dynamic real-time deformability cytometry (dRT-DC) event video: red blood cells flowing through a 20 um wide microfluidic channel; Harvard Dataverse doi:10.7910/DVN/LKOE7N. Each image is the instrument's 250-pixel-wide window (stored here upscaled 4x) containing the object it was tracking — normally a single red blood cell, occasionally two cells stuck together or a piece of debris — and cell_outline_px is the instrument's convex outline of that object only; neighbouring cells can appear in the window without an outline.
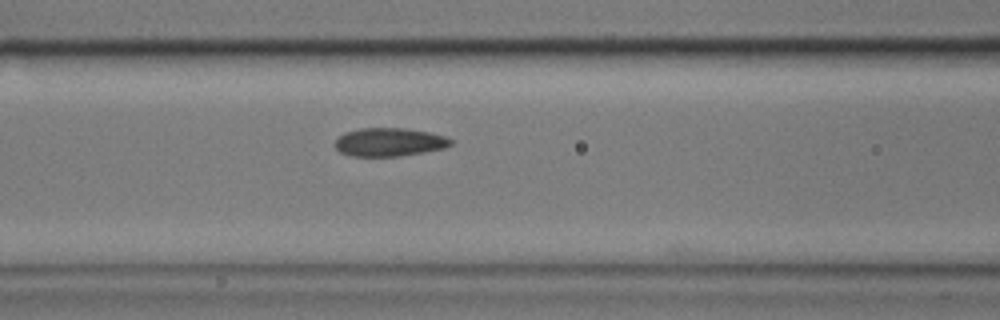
{"species": "common noctule bat (a hibernating species)", "species_latin": "Nyctalus noctula", "temperature_condition": "cold", "stored_images_in_passage": 7, "camera_frame_rate_fps": 3000, "um_per_image_px": 0.085, "animal": {"sex": "male", "body_mass_g": 17.9}, "frame": {"image": 1, "passage_image": 6, "time_ms": 1.667, "image_size_px": [1000, 320], "cell_outline_px": [[456, 140], [452, 144], [444, 148], [424, 152], [400, 156], [352, 156], [340, 152], [332, 144], [344, 132], [360, 128], [404, 128], [432, 132]], "centroid_in_image_um": [33.11, 12.07], "position_along_channel_um": 133.5, "area_um2": 19.36}}